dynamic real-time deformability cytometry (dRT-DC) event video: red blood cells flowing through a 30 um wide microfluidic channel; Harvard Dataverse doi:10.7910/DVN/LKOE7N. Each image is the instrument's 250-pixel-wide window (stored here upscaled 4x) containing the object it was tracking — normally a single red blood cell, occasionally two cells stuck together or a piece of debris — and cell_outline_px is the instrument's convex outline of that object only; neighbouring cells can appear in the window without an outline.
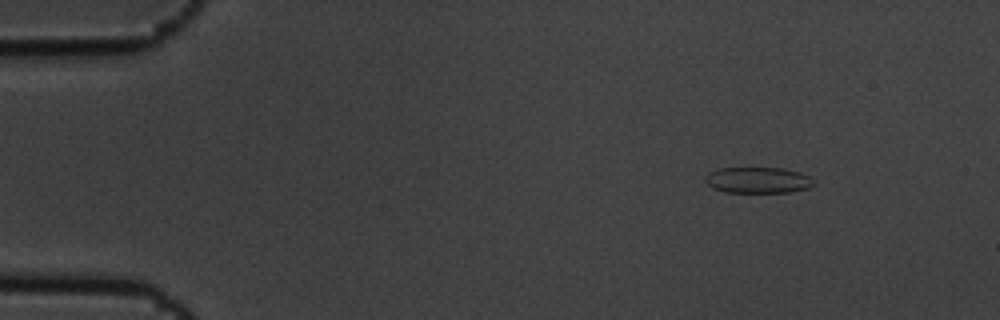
{"species": "common noctule bat (a hibernating species)", "species_latin": "Nyctalus noctula", "temperature_condition": "cold", "stored_images_in_passage": 5, "camera_frame_rate_fps": 3000, "um_per_image_px": 0.085, "animal": {"sex": "male", "body_mass_g": 19.5, "forearm_length_mm": 54.6}, "frame": {"image": 1, "passage_image": 2, "time_ms": 0.333, "image_size_px": [1000, 320], "cell_outline_px": [[816, 184], [808, 188], [792, 192], [724, 192], [712, 188], [704, 180], [704, 176], [708, 172], [716, 168], [784, 168], [800, 172], [808, 176]], "centroid_in_image_um": [64.39, 15.31], "position_along_channel_um": 20.6, "area_um2": 16.65}}
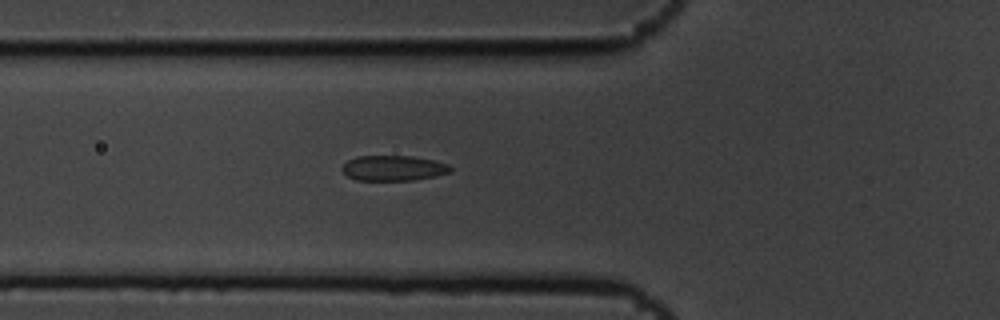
{"frame": {"image": 2, "passage_image": 5, "time_ms": 1.333, "image_size_px": [1000, 320], "cell_outline_px": [[452, 168], [448, 172], [436, 176], [416, 180], [356, 180], [348, 176], [340, 168], [348, 160], [356, 156], [412, 156], [432, 160], [448, 164]], "centroid_in_image_um": [33.42, 14.29], "position_along_channel_um": 92.4, "area_um2": 15.9}}